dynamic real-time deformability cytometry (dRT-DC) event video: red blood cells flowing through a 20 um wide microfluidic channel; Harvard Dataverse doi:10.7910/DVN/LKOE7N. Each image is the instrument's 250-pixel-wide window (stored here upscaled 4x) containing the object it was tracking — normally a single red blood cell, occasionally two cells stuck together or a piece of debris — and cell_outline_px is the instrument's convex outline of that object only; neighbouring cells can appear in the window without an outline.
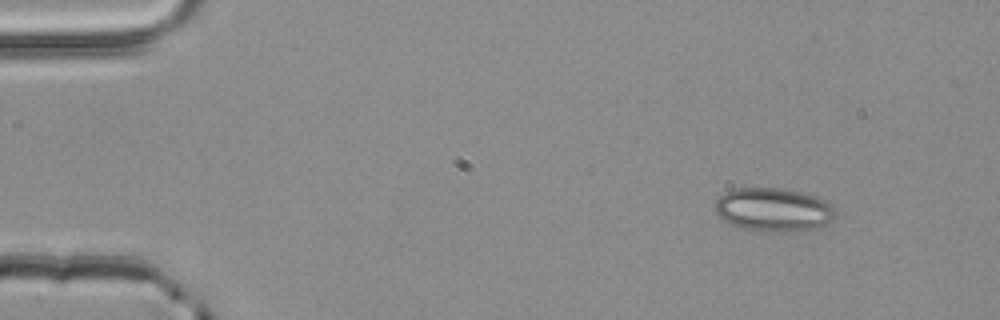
{"species": "common noctule bat (a hibernating species)", "species_latin": "Nyctalus noctula", "temperature_condition": "room temperature", "stored_images_in_passage": 3, "camera_frame_rate_fps": 3000, "um_per_image_px": 0.085, "animal": {"sex": "male", "body_mass_g": 20.4}, "frame": {"image": 1, "passage_image": 1, "time_ms": 0.0, "image_size_px": [1000, 320], "cell_outline_px": [[836, 216], [832, 220], [820, 228], [788, 232], [780, 232], [740, 228], [724, 220], [716, 212], [716, 200], [724, 192], [732, 188], [780, 188], [800, 192], [824, 200], [832, 204], [836, 212]], "centroid_in_image_um": [65.77, 17.83], "position_along_channel_um": 19.2, "area_um2": 30.52}}
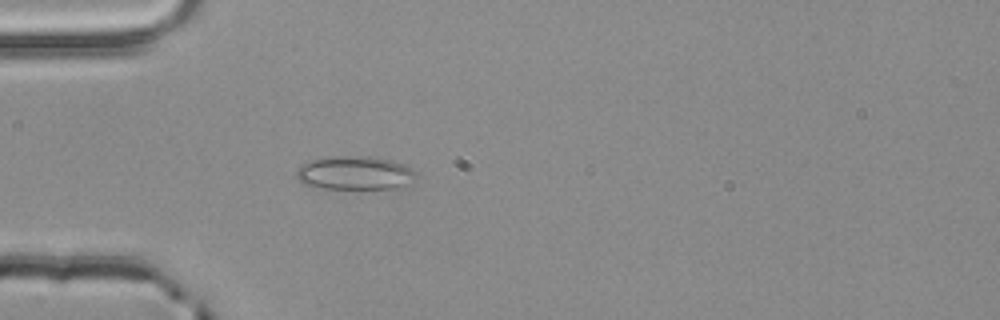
{"frame": {"image": 2, "passage_image": 3, "time_ms": 0.667, "image_size_px": [1000, 320], "cell_outline_px": [[416, 176], [404, 184], [392, 188], [320, 188], [308, 184], [300, 180], [296, 176], [296, 172], [304, 164], [312, 160], [328, 156], [372, 156], [392, 160], [404, 164], [416, 172]], "centroid_in_image_um": [30.16, 14.68], "position_along_channel_um": 54.8, "area_um2": 22.95}}